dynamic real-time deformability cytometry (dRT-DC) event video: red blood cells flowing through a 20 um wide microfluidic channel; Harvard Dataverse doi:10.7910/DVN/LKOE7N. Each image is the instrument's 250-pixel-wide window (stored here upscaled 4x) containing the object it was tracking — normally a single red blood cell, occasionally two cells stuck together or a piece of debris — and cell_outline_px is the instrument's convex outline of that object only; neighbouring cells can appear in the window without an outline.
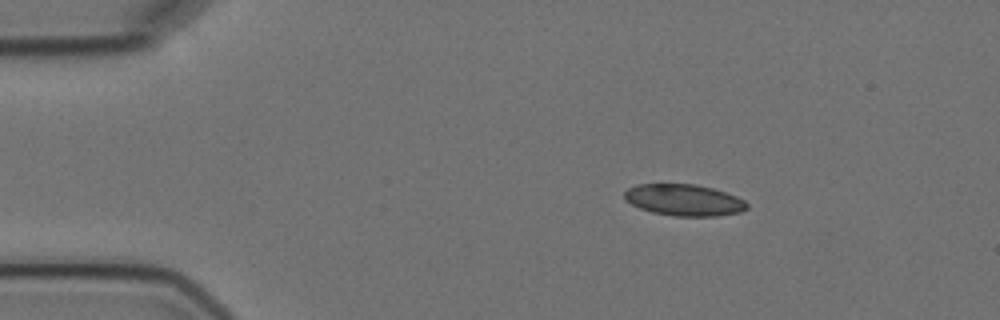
{"species": "Egyptian fruit bat (a non-hibernating species)", "species_latin": "Rousettus aegyptiacus", "temperature_condition": "cold", "stored_images_in_passage": 4, "camera_frame_rate_fps": 3000, "um_per_image_px": 0.085, "animal": {"sex": "female"}, "frame": {"image": 1, "passage_image": 2, "time_ms": 1.0, "image_size_px": [1000, 320], "cell_outline_px": [[748, 208], [740, 212], [716, 216], [676, 216], [652, 212], [640, 208], [624, 200], [624, 192], [628, 188], [636, 184], [696, 184], [712, 188], [736, 196], [744, 200], [748, 204]], "centroid_in_image_um": [58.13, 17.0], "position_along_channel_um": 26.9, "area_um2": 22.48}}